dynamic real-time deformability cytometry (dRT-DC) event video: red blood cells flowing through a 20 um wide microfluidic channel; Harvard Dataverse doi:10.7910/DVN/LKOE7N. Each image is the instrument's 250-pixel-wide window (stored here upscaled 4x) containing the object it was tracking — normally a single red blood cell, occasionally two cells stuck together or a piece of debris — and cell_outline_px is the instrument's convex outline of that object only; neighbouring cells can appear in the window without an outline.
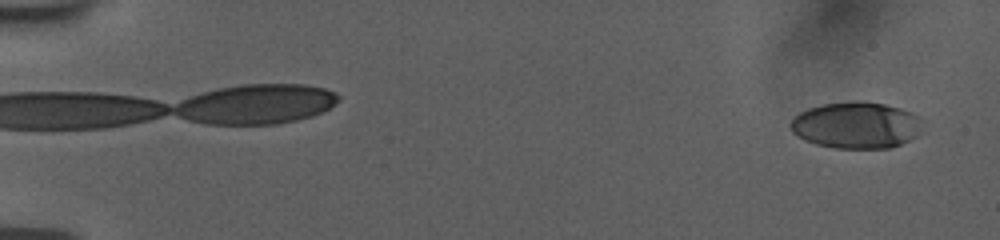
{"species": "human", "species_latin": "Homo sapiens", "temperature_condition": "room temperature", "stored_images_in_passage": 55, "camera_frame_rate_fps": 3000, "um_per_image_px": 0.085, "donor": {"sex": "female"}, "frame": {"image": 1, "passage_image": 2, "time_ms": 0.333, "image_size_px": [1000, 240], "cell_outline_px": [[928, 120], [924, 132], [892, 148], [832, 148], [816, 144], [804, 140], [796, 136], [792, 132], [788, 124], [800, 112], [808, 108], [824, 104], [852, 100], [860, 100], [884, 104], [900, 108], [912, 112]], "centroid_in_image_um": [72.86, 10.63], "position_along_channel_um": 12.1, "area_um2": 36.76}}
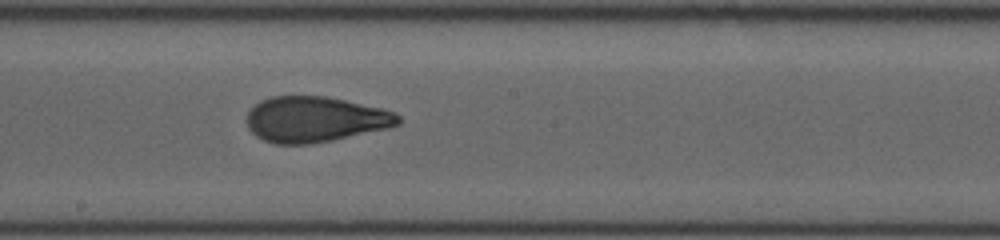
{"frame": {"image": 2, "passage_image": 32, "time_ms": 10.333, "image_size_px": [1000, 240], "cell_outline_px": [[400, 124], [388, 128], [332, 140], [308, 144], [276, 144], [264, 140], [256, 136], [248, 128], [248, 112], [260, 100], [272, 96], [328, 96], [380, 108], [396, 112], [400, 116]], "centroid_in_image_um": [26.79, 10.14], "position_along_channel_um": 221.4, "area_um2": 40.11}}
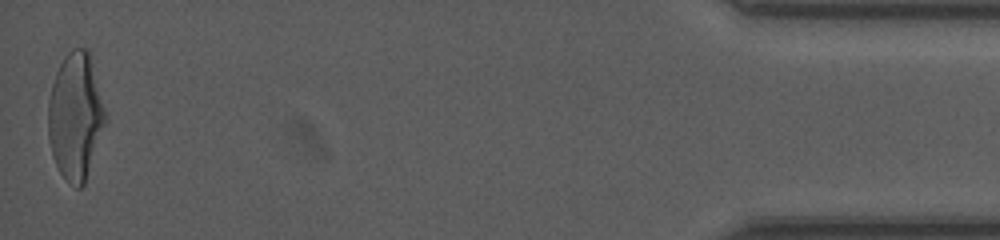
{"frame": {"image": 3, "passage_image": 55, "time_ms": 18.0, "image_size_px": [1000, 240], "cell_outline_px": [[108, 120], [84, 184], [80, 188], [76, 188], [60, 172], [52, 156], [48, 136], [48, 100], [52, 84], [56, 72], [64, 56], [72, 48], [88, 48], [92, 56], [108, 116]], "centroid_in_image_um": [6.46, 9.83], "position_along_channel_um": 428.7, "area_um2": 43.06}, "authors_computed_cell_mechanics": {"area_um2": 39.6508, "velocity_mm_per_s": 3.7526, "shape_relaxation_time_tau1_ms": 6.2434, "shape_relaxation_time_tau2_ms": 1.0237, "deformation_change_tau1": 0.2425, "deformation_change_tau2": 0.0765}}